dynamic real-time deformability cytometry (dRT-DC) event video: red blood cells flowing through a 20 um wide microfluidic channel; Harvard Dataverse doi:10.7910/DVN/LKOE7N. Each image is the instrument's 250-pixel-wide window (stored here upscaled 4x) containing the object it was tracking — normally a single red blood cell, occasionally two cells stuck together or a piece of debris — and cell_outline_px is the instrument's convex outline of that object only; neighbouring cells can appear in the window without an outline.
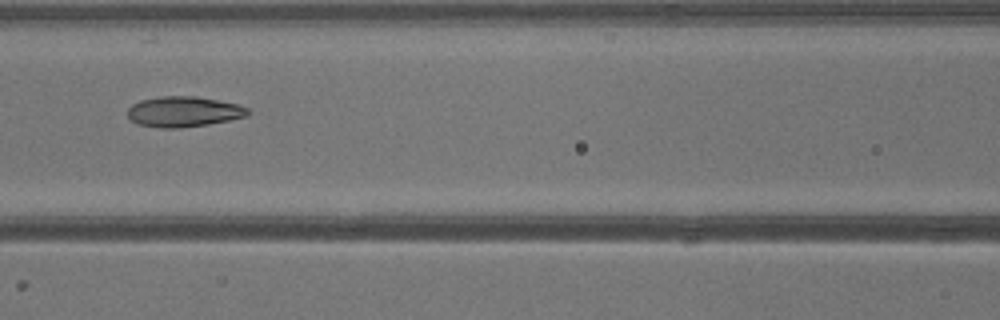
{"species": "common noctule bat (a hibernating species)", "species_latin": "Nyctalus noctula", "temperature_condition": "warm", "stored_images_in_passage": 40, "camera_frame_rate_fps": 3000, "um_per_image_px": 0.085, "animal": {"sex": "male", "body_mass_g": 13.3}, "frame": {"image": 1, "passage_image": 18, "time_ms": 5.667, "image_size_px": [1000, 320], "cell_outline_px": [[252, 112], [248, 116], [208, 124], [180, 128], [160, 128], [136, 124], [128, 116], [128, 108], [132, 104], [140, 100], [160, 96], [196, 96], [236, 104], [248, 108]], "centroid_in_image_um": [15.6, 9.49], "position_along_channel_um": 151.0, "area_um2": 21.39}}
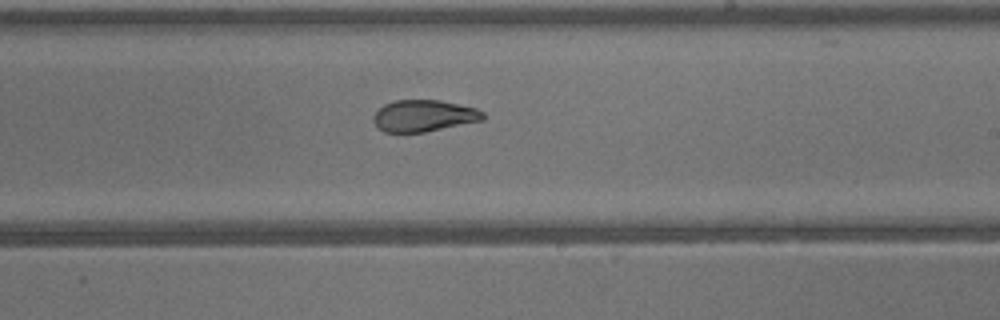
{"frame": {"image": 2, "passage_image": 24, "time_ms": 7.667, "image_size_px": [1000, 320], "cell_outline_px": [[484, 120], [424, 132], [384, 132], [372, 120], [372, 116], [384, 104], [392, 100], [440, 100], [476, 108], [484, 112]], "centroid_in_image_um": [36.02, 9.83], "position_along_channel_um": 253.0, "area_um2": 20.17}}
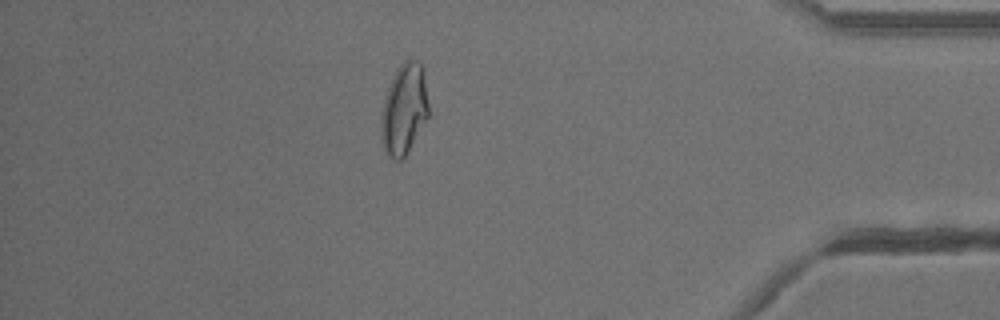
{"frame": {"image": 3, "passage_image": 35, "time_ms": 11.333, "image_size_px": [1000, 320], "cell_outline_px": [[428, 116], [404, 160], [396, 160], [388, 156], [384, 152], [380, 140], [380, 124], [384, 96], [396, 68], [404, 60], [416, 60], [420, 64], [428, 104]], "centroid_in_image_um": [34.29, 9.36], "position_along_channel_um": 400.9, "area_um2": 25.14}}